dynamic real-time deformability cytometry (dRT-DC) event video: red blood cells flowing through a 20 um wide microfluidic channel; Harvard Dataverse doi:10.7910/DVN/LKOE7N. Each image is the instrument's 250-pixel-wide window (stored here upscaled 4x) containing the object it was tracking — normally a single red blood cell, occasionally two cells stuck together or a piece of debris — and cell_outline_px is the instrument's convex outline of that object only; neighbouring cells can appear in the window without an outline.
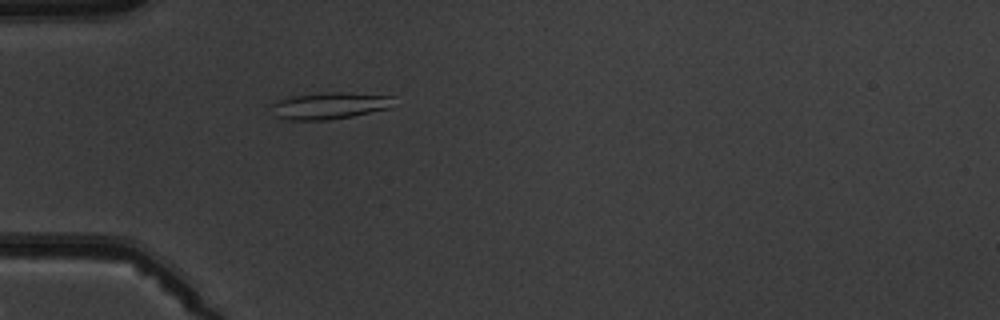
{"species": "common noctule bat (a hibernating species)", "species_latin": "Nyctalus noctula", "temperature_condition": "warm", "stored_images_in_passage": 1, "camera_frame_rate_fps": 3000, "um_per_image_px": 0.085, "animal": {"sex": "male", "body_mass_g": 19.5, "forearm_length_mm": 54.6}, "frame": {"image": 1, "passage_image": 1, "time_ms": 0.0, "image_size_px": [1000, 320], "cell_outline_px": [[392, 108], [352, 116], [328, 120], [288, 120], [276, 116], [268, 104], [276, 100], [292, 96], [324, 92], [344, 92], [392, 96]], "centroid_in_image_um": [27.96, 8.98], "position_along_channel_um": 57.0, "area_um2": 19.25}}